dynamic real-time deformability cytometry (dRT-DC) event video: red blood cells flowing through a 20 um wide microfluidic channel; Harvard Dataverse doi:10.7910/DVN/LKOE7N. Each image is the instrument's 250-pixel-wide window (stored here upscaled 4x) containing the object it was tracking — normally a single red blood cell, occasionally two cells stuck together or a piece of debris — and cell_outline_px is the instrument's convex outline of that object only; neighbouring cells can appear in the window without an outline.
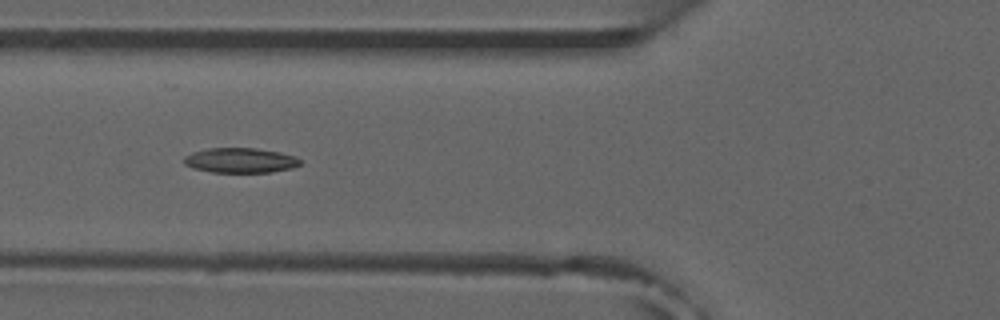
{"species": "common noctule bat (a hibernating species)", "species_latin": "Nyctalus noctula", "temperature_condition": "room temperature", "stored_images_in_passage": 40, "camera_frame_rate_fps": 3000, "um_per_image_px": 0.085, "animal": {"sex": "male", "forearm_length_mm": 52.5}, "frame": {"image": 1, "passage_image": 7, "time_ms": 2.0, "image_size_px": [1000, 320], "cell_outline_px": [[300, 164], [292, 168], [272, 172], [212, 172], [192, 168], [184, 164], [184, 156], [192, 152], [208, 148], [256, 148], [280, 152], [296, 156], [300, 160]], "centroid_in_image_um": [20.42, 13.63], "position_along_channel_um": 105.4, "area_um2": 16.94}, "authors_computed_cell_mechanics": {"area_um2": 16.5019, "velocity_mm_per_s": 3.8809, "shape_relaxation_time_tau1_ms": null, "shape_relaxation_time_tau2_ms": 6.7348, "deformation_change_tau1": null, "deformation_change_tau2": 0.1239}}